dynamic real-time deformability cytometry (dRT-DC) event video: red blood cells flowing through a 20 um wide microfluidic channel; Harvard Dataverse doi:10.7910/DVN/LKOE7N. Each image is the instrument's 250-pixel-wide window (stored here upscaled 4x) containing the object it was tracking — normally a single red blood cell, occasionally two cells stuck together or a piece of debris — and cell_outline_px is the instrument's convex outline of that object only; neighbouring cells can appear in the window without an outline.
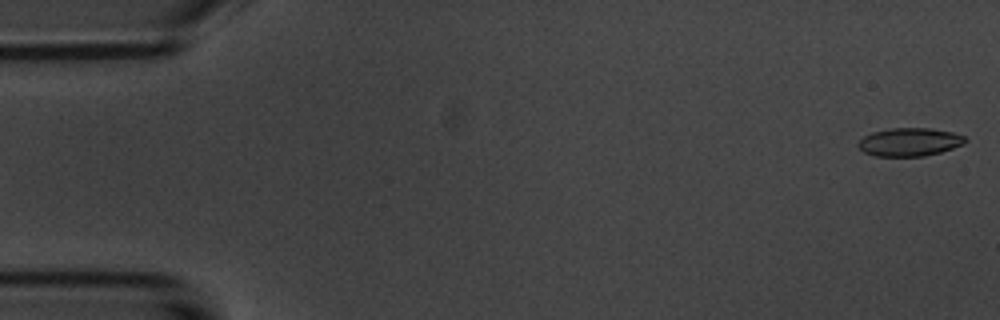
{"species": "common noctule bat (a hibernating species)", "species_latin": "Nyctalus noctula", "temperature_condition": "room temperature", "stored_images_in_passage": 4, "camera_frame_rate_fps": 3000, "um_per_image_px": 0.085, "animal": {"sex": "male", "body_mass_g": 20.1, "forearm_length_mm": 53.5}, "frame": {"image": 1, "passage_image": 1, "time_ms": 0.0, "image_size_px": [1000, 320], "cell_outline_px": [[968, 140], [964, 144], [940, 152], [924, 156], [876, 156], [864, 152], [856, 144], [864, 136], [872, 132], [892, 128], [928, 128], [952, 132], [964, 136]], "centroid_in_image_um": [77.31, 12.07], "position_along_channel_um": 7.7, "area_um2": 17.51}}
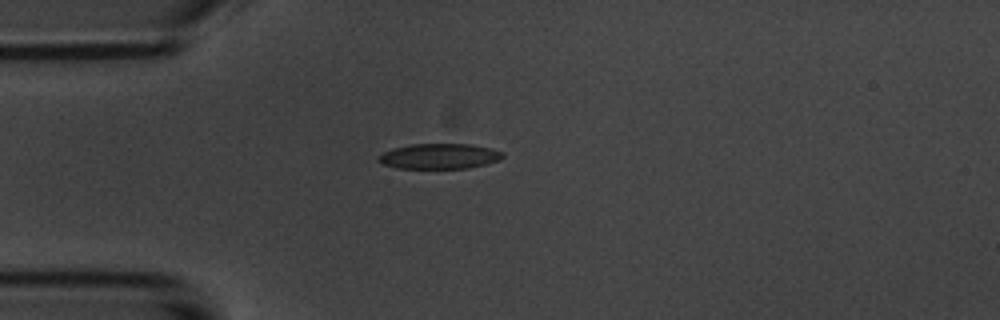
{"frame": {"image": 2, "passage_image": 4, "time_ms": 4.333, "image_size_px": [1000, 320], "cell_outline_px": [[504, 156], [500, 160], [468, 168], [396, 168], [384, 164], [376, 160], [384, 152], [392, 148], [412, 144], [472, 144], [492, 148], [504, 152]], "centroid_in_image_um": [37.38, 13.27], "position_along_channel_um": 47.6, "area_um2": 18.32}}